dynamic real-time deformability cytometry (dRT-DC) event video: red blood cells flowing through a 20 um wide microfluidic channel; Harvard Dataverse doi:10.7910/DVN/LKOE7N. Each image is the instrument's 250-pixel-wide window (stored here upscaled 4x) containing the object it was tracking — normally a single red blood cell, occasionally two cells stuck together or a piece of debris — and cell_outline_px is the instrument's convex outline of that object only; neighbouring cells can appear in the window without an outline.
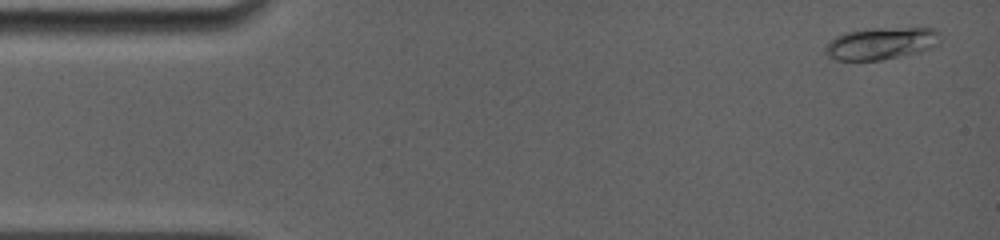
{"species": "common noctule bat (a hibernating species)", "species_latin": "Nyctalus noctula", "temperature_condition": "room temperature", "stored_images_in_passage": 82, "camera_frame_rate_fps": 5000, "um_per_image_px": 0.085, "animal": {"sex": "female", "body_mass_g": 19.0, "forearm_length_mm": 56.7}, "frame": {"image": 1, "passage_image": 3, "time_ms": 0.4, "image_size_px": [1000, 240], "cell_outline_px": [[940, 36], [936, 44], [932, 48], [920, 52], [880, 60], [836, 60], [828, 56], [824, 52], [824, 48], [828, 40], [844, 32], [872, 28], [936, 28], [940, 32]], "centroid_in_image_um": [74.86, 3.68], "position_along_channel_um": 10.1, "area_um2": 21.68}}
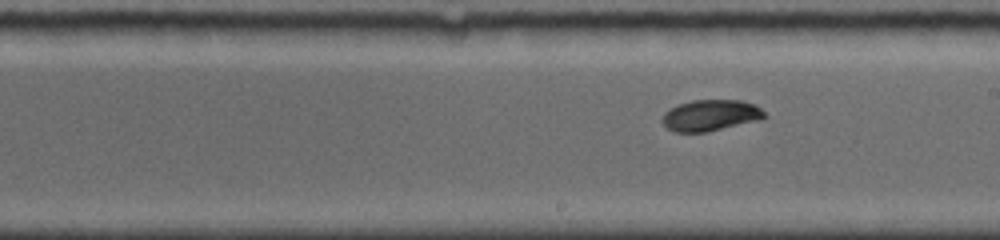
{"frame": {"image": 2, "passage_image": 46, "time_ms": 9.0, "image_size_px": [1000, 240], "cell_outline_px": [[768, 116], [760, 120], [704, 132], [676, 132], [668, 128], [660, 120], [664, 112], [680, 104], [692, 100], [740, 100], [756, 104]], "centroid_in_image_um": [60.41, 9.8], "position_along_channel_um": 228.6, "area_um2": 18.5}}
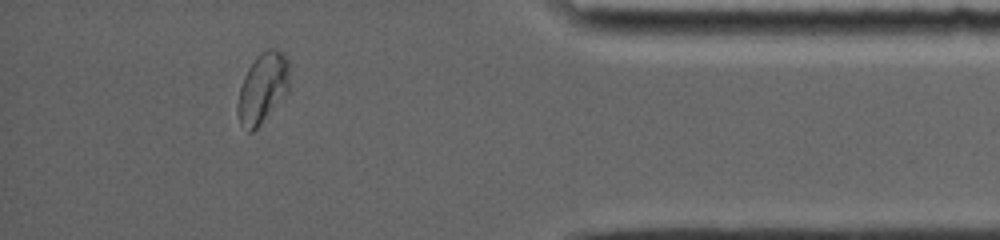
{"frame": {"image": 3, "passage_image": 73, "time_ms": 14.4, "image_size_px": [1000, 240], "cell_outline_px": [[288, 92], [260, 124], [252, 132], [248, 132], [240, 124], [236, 112], [236, 104], [240, 88], [244, 76], [248, 68], [256, 56], [260, 52], [268, 48], [276, 48], [288, 60]], "centroid_in_image_um": [22.29, 7.49], "position_along_channel_um": 412.9, "area_um2": 21.15}, "authors_computed_cell_mechanics": {"area_um2": 19.363, "velocity_mm_per_s": 3.8383, "shape_relaxation_time_tau1_ms": 3.7432, "shape_relaxation_time_tau2_ms": null, "deformation_change_tau1": 0.1197, "deformation_change_tau2": null}}